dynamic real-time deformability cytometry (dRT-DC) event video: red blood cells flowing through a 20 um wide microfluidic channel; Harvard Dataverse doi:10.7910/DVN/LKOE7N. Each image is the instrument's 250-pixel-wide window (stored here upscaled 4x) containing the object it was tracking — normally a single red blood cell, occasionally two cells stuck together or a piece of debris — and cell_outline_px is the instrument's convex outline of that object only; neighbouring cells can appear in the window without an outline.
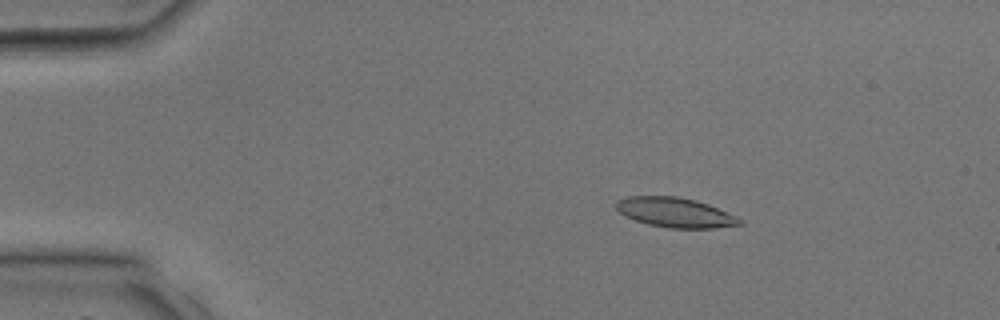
{"species": "common noctule bat (a hibernating species)", "species_latin": "Nyctalus noctula", "temperature_condition": "room temperature", "stored_images_in_passage": 8, "camera_frame_rate_fps": 3000, "um_per_image_px": 0.085, "animal": {"sex": "male", "body_mass_g": 17.9, "forearm_length_mm": 54.2}, "frame": {"image": 1, "passage_image": 1, "time_ms": 0.0, "image_size_px": [1000, 320], "cell_outline_px": [[744, 224], [712, 228], [668, 228], [648, 224], [624, 216], [616, 208], [616, 200], [628, 196], [676, 196], [696, 200], [708, 204], [736, 216], [744, 220]], "centroid_in_image_um": [57.39, 18.06], "position_along_channel_um": 27.6, "area_um2": 21.44}}
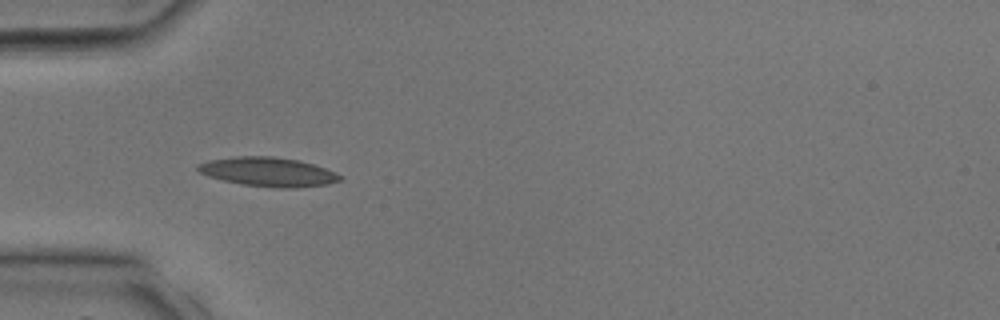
{"frame": {"image": 2, "passage_image": 6, "time_ms": 1.667, "image_size_px": [1000, 320], "cell_outline_px": [[344, 180], [328, 184], [296, 188], [276, 188], [244, 184], [224, 180], [208, 176], [200, 172], [196, 168], [196, 164], [208, 160], [236, 156], [272, 156], [300, 160], [336, 172]], "centroid_in_image_um": [22.8, 14.6], "position_along_channel_um": 62.2, "area_um2": 24.16}}